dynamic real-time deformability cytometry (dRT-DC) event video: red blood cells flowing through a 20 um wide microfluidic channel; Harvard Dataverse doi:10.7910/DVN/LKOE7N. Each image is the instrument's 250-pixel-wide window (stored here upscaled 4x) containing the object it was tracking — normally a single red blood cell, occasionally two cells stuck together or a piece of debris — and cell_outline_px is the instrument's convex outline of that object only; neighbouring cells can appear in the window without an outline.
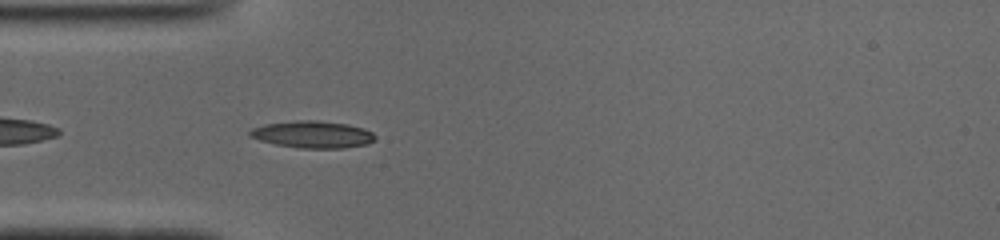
{"species": "common noctule bat (a hibernating species)", "species_latin": "Nyctalus noctula", "temperature_condition": "cold", "stored_images_in_passage": 33, "camera_frame_rate_fps": 3000, "um_per_image_px": 0.085, "animal": {"sex": "male", "body_mass_g": 19.0, "forearm_length_mm": 50.8}, "frame": {"image": 1, "passage_image": 3, "time_ms": 0.667, "image_size_px": [1000, 240], "cell_outline_px": [[376, 140], [368, 144], [344, 148], [300, 148], [276, 144], [260, 140], [248, 136], [248, 132], [252, 128], [268, 124], [296, 120], [316, 120], [348, 124], [364, 128], [372, 132], [376, 136]], "centroid_in_image_um": [26.61, 11.43], "position_along_channel_um": 58.4, "area_um2": 19.77}}
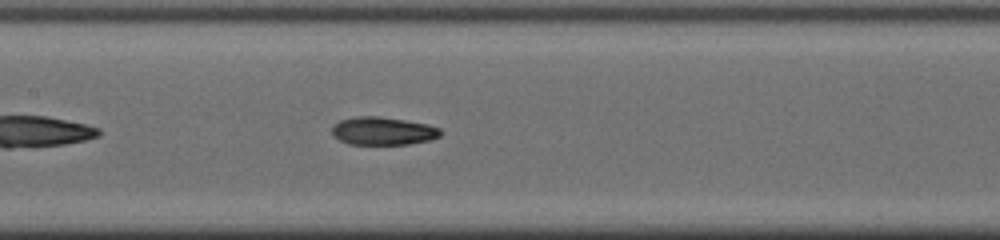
{"frame": {"image": 2, "passage_image": 12, "time_ms": 3.667, "image_size_px": [1000, 240], "cell_outline_px": [[444, 132], [440, 136], [432, 140], [408, 144], [348, 144], [340, 140], [332, 132], [332, 128], [340, 120], [356, 116], [376, 116], [404, 120], [428, 124], [440, 128]], "centroid_in_image_um": [32.61, 11.14], "position_along_channel_um": 174.8, "area_um2": 17.69}}
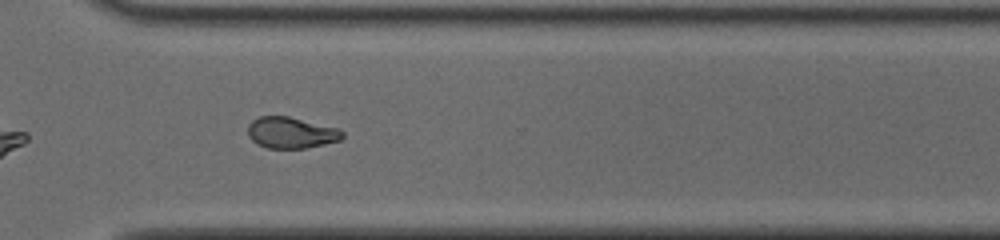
{"frame": {"image": 3, "passage_image": 25, "time_ms": 8.0, "image_size_px": [1000, 240], "cell_outline_px": [[344, 136], [340, 140], [308, 148], [268, 148], [256, 144], [248, 136], [248, 124], [252, 120], [260, 116], [288, 116], [340, 128], [344, 132]], "centroid_in_image_um": [24.75, 11.27], "position_along_channel_um": 345.8, "area_um2": 17.4}, "authors_computed_cell_mechanics": {"area_um2": 17.8024, "velocity_mm_per_s": 3.9414, "shape_relaxation_time_tau1_ms": 6.7559, "shape_relaxation_time_tau2_ms": 3.1932, "deformation_change_tau1": 0.2234, "deformation_change_tau2": 0.0981}}